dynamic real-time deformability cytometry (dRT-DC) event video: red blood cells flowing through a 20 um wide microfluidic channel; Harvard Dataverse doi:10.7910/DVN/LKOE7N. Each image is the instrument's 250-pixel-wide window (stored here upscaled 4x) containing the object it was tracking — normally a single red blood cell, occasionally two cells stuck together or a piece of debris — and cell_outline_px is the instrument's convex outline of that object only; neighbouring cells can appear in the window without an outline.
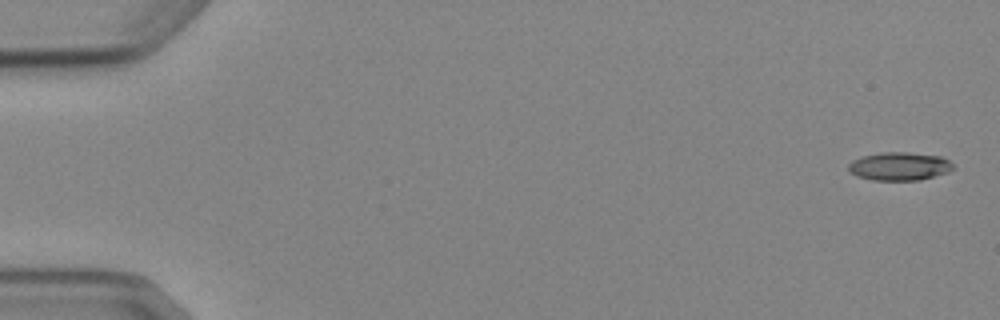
{"species": "Egyptian fruit bat (a non-hibernating species)", "species_latin": "Rousettus aegyptiacus", "temperature_condition": "cold", "stored_images_in_passage": 4, "camera_frame_rate_fps": 3000, "um_per_image_px": 0.085, "animal": {"sex": "female"}, "frame": {"image": 1, "passage_image": 1, "time_ms": 0.0, "image_size_px": [1000, 320], "cell_outline_px": [[956, 168], [948, 172], [920, 180], [872, 180], [856, 176], [848, 168], [848, 164], [852, 160], [860, 156], [880, 152], [908, 152], [940, 156], [948, 160]], "centroid_in_image_um": [76.44, 14.13], "position_along_channel_um": 8.6, "area_um2": 17.34}}
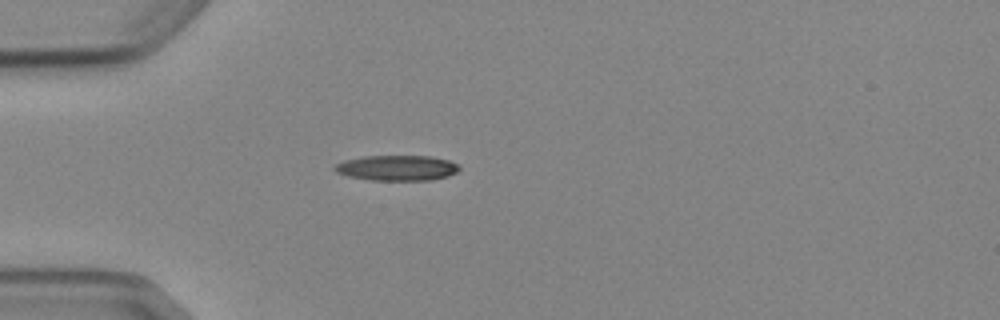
{"frame": {"image": 2, "passage_image": 4, "time_ms": 4.667, "image_size_px": [1000, 320], "cell_outline_px": [[460, 168], [456, 172], [448, 176], [432, 180], [372, 180], [348, 176], [336, 172], [332, 168], [336, 164], [344, 160], [364, 156], [432, 156], [448, 160], [456, 164]], "centroid_in_image_um": [33.73, 14.27], "position_along_channel_um": 51.3, "area_um2": 18.38}}